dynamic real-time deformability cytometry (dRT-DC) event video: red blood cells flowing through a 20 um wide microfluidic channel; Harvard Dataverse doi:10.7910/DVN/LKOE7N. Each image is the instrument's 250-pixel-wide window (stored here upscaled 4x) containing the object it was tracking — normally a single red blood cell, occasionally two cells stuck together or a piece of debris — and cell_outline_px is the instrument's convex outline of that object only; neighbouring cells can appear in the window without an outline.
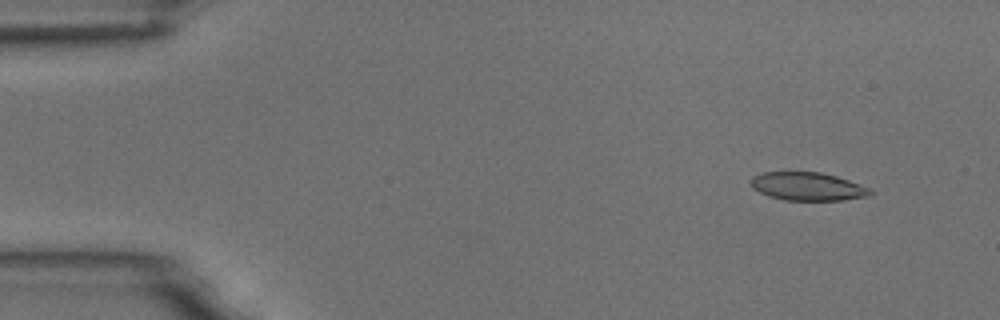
{"species": "common noctule bat (a hibernating species)", "species_latin": "Nyctalus noctula", "temperature_condition": "room temperature", "stored_images_in_passage": 6, "camera_frame_rate_fps": 3000, "um_per_image_px": 0.085, "animal": {"sex": "male", "body_mass_g": 18.8}, "frame": {"image": 1, "passage_image": 2, "time_ms": 1.333, "image_size_px": [1000, 320], "cell_outline_px": [[876, 192], [872, 196], [844, 200], [784, 200], [768, 196], [752, 188], [752, 176], [764, 172], [820, 172], [836, 176], [872, 188]], "centroid_in_image_um": [68.73, 15.86], "position_along_channel_um": 16.3, "area_um2": 19.83}}
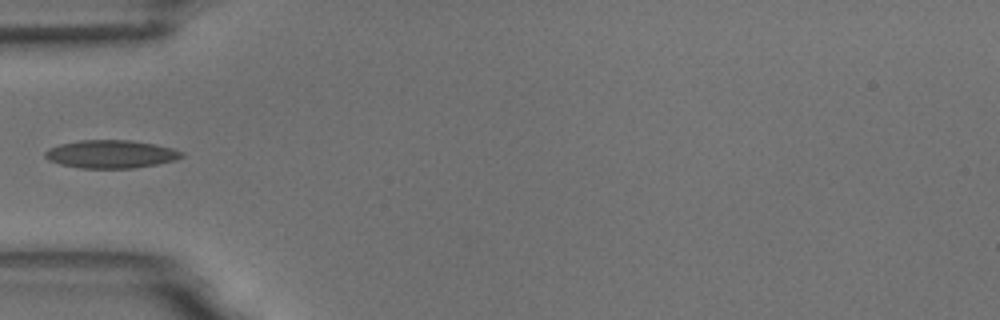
{"frame": {"image": 2, "passage_image": 5, "time_ms": 5.667, "image_size_px": [1000, 320], "cell_outline_px": [[184, 156], [176, 160], [156, 164], [132, 168], [80, 168], [60, 164], [48, 160], [44, 156], [44, 152], [48, 148], [60, 144], [80, 140], [132, 140], [156, 144], [172, 148], [184, 152]], "centroid_in_image_um": [9.43, 13.09], "position_along_channel_um": 75.6, "area_um2": 22.43}}